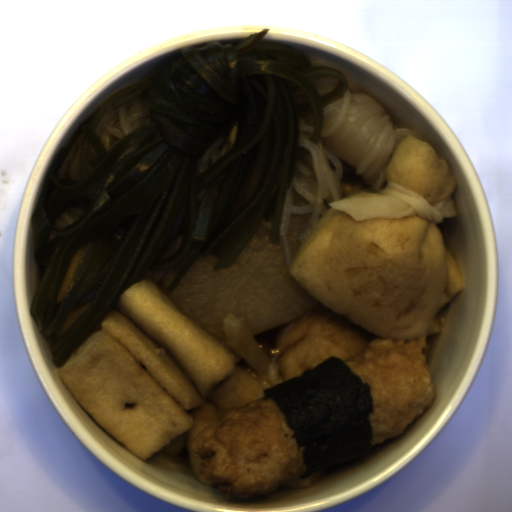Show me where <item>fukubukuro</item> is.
<instances>
[{"mask_svg":"<svg viewBox=\"0 0 512 512\" xmlns=\"http://www.w3.org/2000/svg\"><path fill=\"white\" fill-rule=\"evenodd\" d=\"M386 187L329 202L289 274L329 310L386 339L439 334L449 269L438 225L458 183L430 141L407 135Z\"/></svg>","mask_w":512,"mask_h":512,"instance_id":"1","label":"fukubukuro"},{"mask_svg":"<svg viewBox=\"0 0 512 512\" xmlns=\"http://www.w3.org/2000/svg\"><path fill=\"white\" fill-rule=\"evenodd\" d=\"M376 335L325 305L312 309L284 324L275 338V347L268 373H258L248 362L235 365L228 377L219 381L208 393L203 404L184 411L192 421L188 429L187 456L193 479L205 486L218 482L206 481L199 472L200 459L193 456L191 444L201 430L217 422L220 415L240 409L260 398L264 390L296 378L326 359L342 360L363 352Z\"/></svg>","mask_w":512,"mask_h":512,"instance_id":"2","label":"fukubukuro"}]
</instances>
